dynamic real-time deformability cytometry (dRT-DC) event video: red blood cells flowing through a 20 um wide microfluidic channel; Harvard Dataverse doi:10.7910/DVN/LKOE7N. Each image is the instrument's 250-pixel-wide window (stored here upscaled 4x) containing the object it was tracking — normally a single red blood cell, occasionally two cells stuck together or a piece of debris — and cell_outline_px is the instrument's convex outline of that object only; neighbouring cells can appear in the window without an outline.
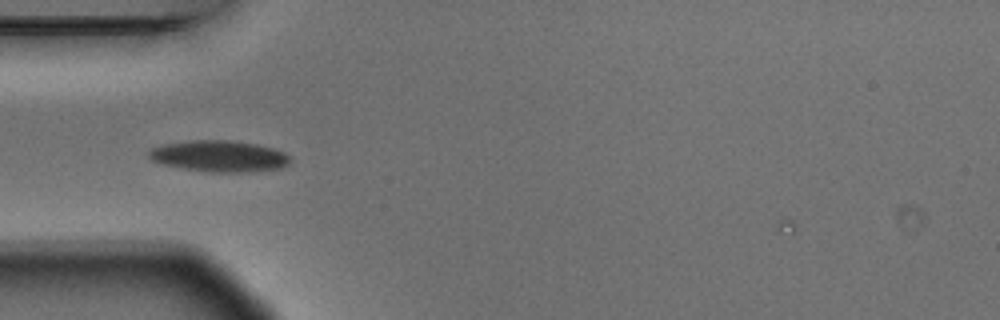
{"species": "Egyptian fruit bat (a non-hibernating species)", "species_latin": "Rousettus aegyptiacus", "temperature_condition": "warm", "stored_images_in_passage": 5, "camera_frame_rate_fps": 3000, "um_per_image_px": 0.085, "animal": {"sex": "male"}, "frame": {"image": 1, "passage_image": 1, "time_ms": 0.0, "image_size_px": [1000, 320], "cell_outline_px": [[292, 160], [288, 164], [280, 168], [252, 172], [208, 172], [180, 168], [164, 164], [152, 160], [148, 156], [148, 152], [152, 148], [160, 144], [188, 140], [228, 140], [256, 144], [272, 148], [284, 152]], "centroid_in_image_um": [18.61, 13.27], "position_along_channel_um": 66.4, "area_um2": 25.95}}
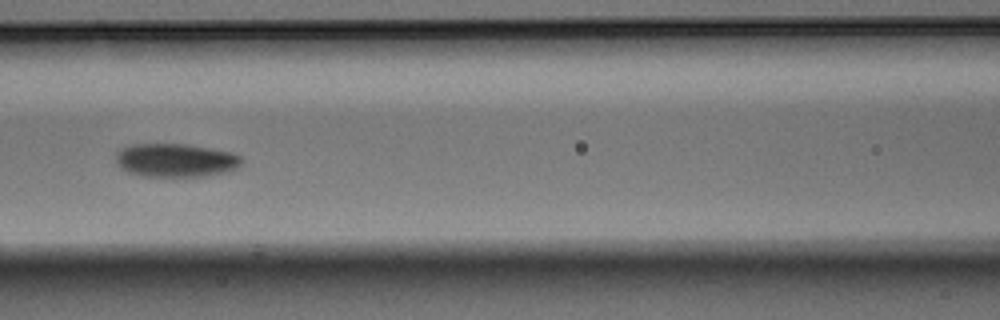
{"frame": {"image": 2, "passage_image": 3, "time_ms": 0.667, "image_size_px": [1000, 320], "cell_outline_px": [[244, 164], [228, 172], [204, 176], [144, 176], [128, 172], [120, 168], [116, 160], [116, 152], [120, 148], [132, 144], [188, 144], [212, 148], [232, 152], [240, 156], [244, 160]], "centroid_in_image_um": [14.97, 13.61], "position_along_channel_um": 151.6, "area_um2": 24.85}}
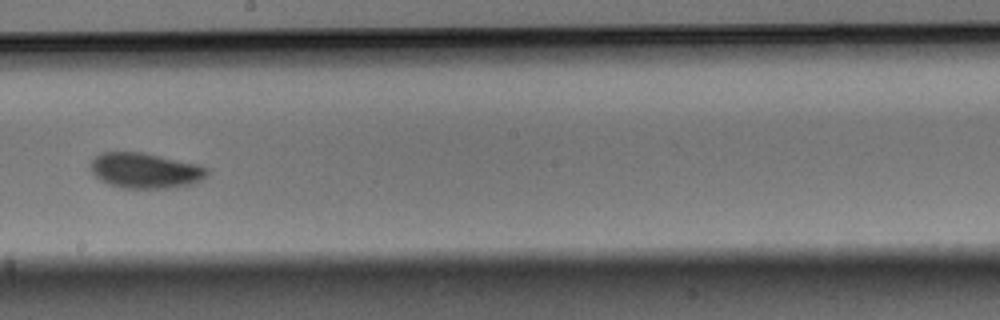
{"frame": {"image": 3, "passage_image": 5, "time_ms": 1.333, "image_size_px": [1000, 320], "cell_outline_px": [[208, 172], [200, 180], [192, 184], [172, 188], [120, 188], [108, 184], [100, 180], [92, 172], [92, 160], [100, 152], [144, 152], [200, 164], [208, 168]], "centroid_in_image_um": [12.36, 14.49], "position_along_channel_um": 235.8, "area_um2": 24.16}}